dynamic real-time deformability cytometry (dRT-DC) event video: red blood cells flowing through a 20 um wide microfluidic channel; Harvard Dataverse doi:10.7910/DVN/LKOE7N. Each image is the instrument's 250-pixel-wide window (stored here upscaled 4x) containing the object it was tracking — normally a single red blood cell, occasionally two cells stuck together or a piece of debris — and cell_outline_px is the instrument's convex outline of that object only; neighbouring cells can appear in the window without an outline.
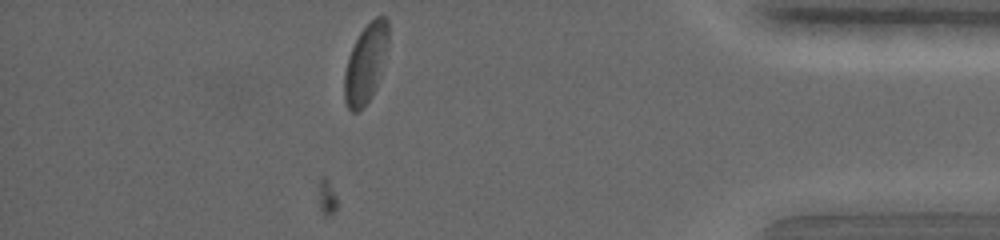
{"species": "common noctule bat (a hibernating species)", "species_latin": "Nyctalus noctula", "temperature_condition": "warm", "stored_images_in_passage": 24, "camera_frame_rate_fps": 5000, "um_per_image_px": 0.085, "animal": {"sex": "female", "body_mass_g": 19.0, "forearm_length_mm": 56.7}, "frame": {"image": 1, "passage_image": 24, "time_ms": 9.8, "image_size_px": [1000, 240], "cell_outline_px": [[388, 44], [376, 88], [372, 96], [356, 112], [352, 112], [348, 108], [344, 100], [344, 72], [348, 56], [360, 32], [376, 16], [384, 16], [388, 20]], "centroid_in_image_um": [31.07, 5.39], "position_along_channel_um": 404.1, "area_um2": 19.94}}